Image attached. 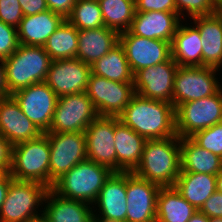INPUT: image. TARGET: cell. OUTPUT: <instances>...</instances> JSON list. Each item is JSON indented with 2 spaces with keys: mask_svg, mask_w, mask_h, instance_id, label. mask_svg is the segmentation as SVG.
I'll list each match as a JSON object with an SVG mask.
<instances>
[{
  "mask_svg": "<svg viewBox=\"0 0 222 222\" xmlns=\"http://www.w3.org/2000/svg\"><path fill=\"white\" fill-rule=\"evenodd\" d=\"M181 19L177 12H135L129 31L140 37L172 43Z\"/></svg>",
  "mask_w": 222,
  "mask_h": 222,
  "instance_id": "ffe728a7",
  "label": "cell"
},
{
  "mask_svg": "<svg viewBox=\"0 0 222 222\" xmlns=\"http://www.w3.org/2000/svg\"><path fill=\"white\" fill-rule=\"evenodd\" d=\"M49 165L50 144L44 133L12 146L9 172L13 179L38 182L49 188Z\"/></svg>",
  "mask_w": 222,
  "mask_h": 222,
  "instance_id": "5b68a950",
  "label": "cell"
},
{
  "mask_svg": "<svg viewBox=\"0 0 222 222\" xmlns=\"http://www.w3.org/2000/svg\"><path fill=\"white\" fill-rule=\"evenodd\" d=\"M48 10L62 15L65 19L70 15L76 0H45Z\"/></svg>",
  "mask_w": 222,
  "mask_h": 222,
  "instance_id": "ab89813d",
  "label": "cell"
},
{
  "mask_svg": "<svg viewBox=\"0 0 222 222\" xmlns=\"http://www.w3.org/2000/svg\"><path fill=\"white\" fill-rule=\"evenodd\" d=\"M218 69L206 66H179L174 78L173 105L214 95L220 88Z\"/></svg>",
  "mask_w": 222,
  "mask_h": 222,
  "instance_id": "30bf717a",
  "label": "cell"
},
{
  "mask_svg": "<svg viewBox=\"0 0 222 222\" xmlns=\"http://www.w3.org/2000/svg\"><path fill=\"white\" fill-rule=\"evenodd\" d=\"M50 144L49 189L63 174L87 159L84 132L44 133Z\"/></svg>",
  "mask_w": 222,
  "mask_h": 222,
  "instance_id": "ba28073f",
  "label": "cell"
},
{
  "mask_svg": "<svg viewBox=\"0 0 222 222\" xmlns=\"http://www.w3.org/2000/svg\"><path fill=\"white\" fill-rule=\"evenodd\" d=\"M11 96L42 133L50 129L58 96L45 82L32 84Z\"/></svg>",
  "mask_w": 222,
  "mask_h": 222,
  "instance_id": "7c38bea8",
  "label": "cell"
},
{
  "mask_svg": "<svg viewBox=\"0 0 222 222\" xmlns=\"http://www.w3.org/2000/svg\"><path fill=\"white\" fill-rule=\"evenodd\" d=\"M119 43V33L102 26L96 29L78 30L76 58L92 66Z\"/></svg>",
  "mask_w": 222,
  "mask_h": 222,
  "instance_id": "cb8c5ba5",
  "label": "cell"
},
{
  "mask_svg": "<svg viewBox=\"0 0 222 222\" xmlns=\"http://www.w3.org/2000/svg\"><path fill=\"white\" fill-rule=\"evenodd\" d=\"M221 15H222V3L220 4V7H219V11H218Z\"/></svg>",
  "mask_w": 222,
  "mask_h": 222,
  "instance_id": "681fc988",
  "label": "cell"
},
{
  "mask_svg": "<svg viewBox=\"0 0 222 222\" xmlns=\"http://www.w3.org/2000/svg\"><path fill=\"white\" fill-rule=\"evenodd\" d=\"M191 138L203 149L222 158V121L196 132Z\"/></svg>",
  "mask_w": 222,
  "mask_h": 222,
  "instance_id": "e575fe53",
  "label": "cell"
},
{
  "mask_svg": "<svg viewBox=\"0 0 222 222\" xmlns=\"http://www.w3.org/2000/svg\"><path fill=\"white\" fill-rule=\"evenodd\" d=\"M171 58L178 66H202L201 36L196 26L179 23L171 43Z\"/></svg>",
  "mask_w": 222,
  "mask_h": 222,
  "instance_id": "484cf974",
  "label": "cell"
},
{
  "mask_svg": "<svg viewBox=\"0 0 222 222\" xmlns=\"http://www.w3.org/2000/svg\"><path fill=\"white\" fill-rule=\"evenodd\" d=\"M181 172V149L178 136L147 140L140 164L133 173L160 187H174Z\"/></svg>",
  "mask_w": 222,
  "mask_h": 222,
  "instance_id": "7a4b0ae2",
  "label": "cell"
},
{
  "mask_svg": "<svg viewBox=\"0 0 222 222\" xmlns=\"http://www.w3.org/2000/svg\"><path fill=\"white\" fill-rule=\"evenodd\" d=\"M119 43L124 49L132 73L167 61L171 57V43L132 34L119 33Z\"/></svg>",
  "mask_w": 222,
  "mask_h": 222,
  "instance_id": "5bb4252c",
  "label": "cell"
},
{
  "mask_svg": "<svg viewBox=\"0 0 222 222\" xmlns=\"http://www.w3.org/2000/svg\"><path fill=\"white\" fill-rule=\"evenodd\" d=\"M198 28L202 43V66L219 69L222 66V15L191 18Z\"/></svg>",
  "mask_w": 222,
  "mask_h": 222,
  "instance_id": "7402d4cb",
  "label": "cell"
},
{
  "mask_svg": "<svg viewBox=\"0 0 222 222\" xmlns=\"http://www.w3.org/2000/svg\"><path fill=\"white\" fill-rule=\"evenodd\" d=\"M104 26L118 33L128 31L134 19L135 0H98Z\"/></svg>",
  "mask_w": 222,
  "mask_h": 222,
  "instance_id": "1f68e13d",
  "label": "cell"
},
{
  "mask_svg": "<svg viewBox=\"0 0 222 222\" xmlns=\"http://www.w3.org/2000/svg\"><path fill=\"white\" fill-rule=\"evenodd\" d=\"M12 180L13 178L11 177L10 172H4L0 175V209L5 201Z\"/></svg>",
  "mask_w": 222,
  "mask_h": 222,
  "instance_id": "7bdbcfd3",
  "label": "cell"
},
{
  "mask_svg": "<svg viewBox=\"0 0 222 222\" xmlns=\"http://www.w3.org/2000/svg\"><path fill=\"white\" fill-rule=\"evenodd\" d=\"M175 189L197 210L216 191V175L180 172Z\"/></svg>",
  "mask_w": 222,
  "mask_h": 222,
  "instance_id": "83f0119b",
  "label": "cell"
},
{
  "mask_svg": "<svg viewBox=\"0 0 222 222\" xmlns=\"http://www.w3.org/2000/svg\"><path fill=\"white\" fill-rule=\"evenodd\" d=\"M119 120L146 140L178 136L173 104L134 94Z\"/></svg>",
  "mask_w": 222,
  "mask_h": 222,
  "instance_id": "6da1fadb",
  "label": "cell"
},
{
  "mask_svg": "<svg viewBox=\"0 0 222 222\" xmlns=\"http://www.w3.org/2000/svg\"><path fill=\"white\" fill-rule=\"evenodd\" d=\"M209 222H222V217L209 218Z\"/></svg>",
  "mask_w": 222,
  "mask_h": 222,
  "instance_id": "c3c4849f",
  "label": "cell"
},
{
  "mask_svg": "<svg viewBox=\"0 0 222 222\" xmlns=\"http://www.w3.org/2000/svg\"><path fill=\"white\" fill-rule=\"evenodd\" d=\"M126 200V172H113L95 201L100 214L93 213L94 222H126Z\"/></svg>",
  "mask_w": 222,
  "mask_h": 222,
  "instance_id": "ac0fdd59",
  "label": "cell"
},
{
  "mask_svg": "<svg viewBox=\"0 0 222 222\" xmlns=\"http://www.w3.org/2000/svg\"><path fill=\"white\" fill-rule=\"evenodd\" d=\"M179 16L184 17V10L190 18L208 16L219 11L220 3L217 0H174ZM183 15V16H182Z\"/></svg>",
  "mask_w": 222,
  "mask_h": 222,
  "instance_id": "836d02e7",
  "label": "cell"
},
{
  "mask_svg": "<svg viewBox=\"0 0 222 222\" xmlns=\"http://www.w3.org/2000/svg\"><path fill=\"white\" fill-rule=\"evenodd\" d=\"M116 172H133L140 164L146 139L115 117Z\"/></svg>",
  "mask_w": 222,
  "mask_h": 222,
  "instance_id": "44dd1931",
  "label": "cell"
},
{
  "mask_svg": "<svg viewBox=\"0 0 222 222\" xmlns=\"http://www.w3.org/2000/svg\"><path fill=\"white\" fill-rule=\"evenodd\" d=\"M42 212L51 222H94L91 204L64 198L51 188L47 191ZM89 205V206H88Z\"/></svg>",
  "mask_w": 222,
  "mask_h": 222,
  "instance_id": "d4e9b609",
  "label": "cell"
},
{
  "mask_svg": "<svg viewBox=\"0 0 222 222\" xmlns=\"http://www.w3.org/2000/svg\"><path fill=\"white\" fill-rule=\"evenodd\" d=\"M208 218L222 217V193L215 191L199 210Z\"/></svg>",
  "mask_w": 222,
  "mask_h": 222,
  "instance_id": "f35d334b",
  "label": "cell"
},
{
  "mask_svg": "<svg viewBox=\"0 0 222 222\" xmlns=\"http://www.w3.org/2000/svg\"><path fill=\"white\" fill-rule=\"evenodd\" d=\"M85 93L99 116L118 117L135 94L133 82H116L90 74Z\"/></svg>",
  "mask_w": 222,
  "mask_h": 222,
  "instance_id": "8fae6325",
  "label": "cell"
},
{
  "mask_svg": "<svg viewBox=\"0 0 222 222\" xmlns=\"http://www.w3.org/2000/svg\"><path fill=\"white\" fill-rule=\"evenodd\" d=\"M12 145L0 134V171L9 172L11 167Z\"/></svg>",
  "mask_w": 222,
  "mask_h": 222,
  "instance_id": "60d3db41",
  "label": "cell"
},
{
  "mask_svg": "<svg viewBox=\"0 0 222 222\" xmlns=\"http://www.w3.org/2000/svg\"><path fill=\"white\" fill-rule=\"evenodd\" d=\"M0 63V98H5L11 96V94L6 84L4 60L0 59Z\"/></svg>",
  "mask_w": 222,
  "mask_h": 222,
  "instance_id": "ee69618b",
  "label": "cell"
},
{
  "mask_svg": "<svg viewBox=\"0 0 222 222\" xmlns=\"http://www.w3.org/2000/svg\"><path fill=\"white\" fill-rule=\"evenodd\" d=\"M40 215L33 217L29 222H51L45 213L40 211Z\"/></svg>",
  "mask_w": 222,
  "mask_h": 222,
  "instance_id": "bcb514c9",
  "label": "cell"
},
{
  "mask_svg": "<svg viewBox=\"0 0 222 222\" xmlns=\"http://www.w3.org/2000/svg\"><path fill=\"white\" fill-rule=\"evenodd\" d=\"M115 117L98 116L84 131L87 160L116 172Z\"/></svg>",
  "mask_w": 222,
  "mask_h": 222,
  "instance_id": "e0dca14e",
  "label": "cell"
},
{
  "mask_svg": "<svg viewBox=\"0 0 222 222\" xmlns=\"http://www.w3.org/2000/svg\"><path fill=\"white\" fill-rule=\"evenodd\" d=\"M175 116L179 138L191 137L221 122L222 87L214 95L180 104L175 109Z\"/></svg>",
  "mask_w": 222,
  "mask_h": 222,
  "instance_id": "52a82bcc",
  "label": "cell"
},
{
  "mask_svg": "<svg viewBox=\"0 0 222 222\" xmlns=\"http://www.w3.org/2000/svg\"><path fill=\"white\" fill-rule=\"evenodd\" d=\"M181 172L217 175L222 170V158L203 149L191 137L180 138Z\"/></svg>",
  "mask_w": 222,
  "mask_h": 222,
  "instance_id": "4316f807",
  "label": "cell"
},
{
  "mask_svg": "<svg viewBox=\"0 0 222 222\" xmlns=\"http://www.w3.org/2000/svg\"><path fill=\"white\" fill-rule=\"evenodd\" d=\"M64 20L62 15L51 10L24 16L17 27L19 44L44 46Z\"/></svg>",
  "mask_w": 222,
  "mask_h": 222,
  "instance_id": "603a6c76",
  "label": "cell"
},
{
  "mask_svg": "<svg viewBox=\"0 0 222 222\" xmlns=\"http://www.w3.org/2000/svg\"><path fill=\"white\" fill-rule=\"evenodd\" d=\"M52 59L43 46L19 44L16 51L4 59L6 84L12 95L18 90L45 82Z\"/></svg>",
  "mask_w": 222,
  "mask_h": 222,
  "instance_id": "277c9868",
  "label": "cell"
},
{
  "mask_svg": "<svg viewBox=\"0 0 222 222\" xmlns=\"http://www.w3.org/2000/svg\"><path fill=\"white\" fill-rule=\"evenodd\" d=\"M98 113L85 92L59 97L50 129L45 133L84 132Z\"/></svg>",
  "mask_w": 222,
  "mask_h": 222,
  "instance_id": "9c48e42d",
  "label": "cell"
},
{
  "mask_svg": "<svg viewBox=\"0 0 222 222\" xmlns=\"http://www.w3.org/2000/svg\"><path fill=\"white\" fill-rule=\"evenodd\" d=\"M188 222H209V218L197 210L194 215L188 220Z\"/></svg>",
  "mask_w": 222,
  "mask_h": 222,
  "instance_id": "f6af8a7d",
  "label": "cell"
},
{
  "mask_svg": "<svg viewBox=\"0 0 222 222\" xmlns=\"http://www.w3.org/2000/svg\"><path fill=\"white\" fill-rule=\"evenodd\" d=\"M92 74L116 82H133L124 49L120 43L91 66Z\"/></svg>",
  "mask_w": 222,
  "mask_h": 222,
  "instance_id": "f546056e",
  "label": "cell"
},
{
  "mask_svg": "<svg viewBox=\"0 0 222 222\" xmlns=\"http://www.w3.org/2000/svg\"><path fill=\"white\" fill-rule=\"evenodd\" d=\"M66 20L78 30L96 29L104 26L98 0H76Z\"/></svg>",
  "mask_w": 222,
  "mask_h": 222,
  "instance_id": "d6a6232c",
  "label": "cell"
},
{
  "mask_svg": "<svg viewBox=\"0 0 222 222\" xmlns=\"http://www.w3.org/2000/svg\"><path fill=\"white\" fill-rule=\"evenodd\" d=\"M23 17L19 0H0V20L3 23L17 28Z\"/></svg>",
  "mask_w": 222,
  "mask_h": 222,
  "instance_id": "8d00e7d4",
  "label": "cell"
},
{
  "mask_svg": "<svg viewBox=\"0 0 222 222\" xmlns=\"http://www.w3.org/2000/svg\"><path fill=\"white\" fill-rule=\"evenodd\" d=\"M158 184L126 172V222H156Z\"/></svg>",
  "mask_w": 222,
  "mask_h": 222,
  "instance_id": "9a60e30c",
  "label": "cell"
},
{
  "mask_svg": "<svg viewBox=\"0 0 222 222\" xmlns=\"http://www.w3.org/2000/svg\"><path fill=\"white\" fill-rule=\"evenodd\" d=\"M17 28L0 20V59L11 56L19 46Z\"/></svg>",
  "mask_w": 222,
  "mask_h": 222,
  "instance_id": "d590c367",
  "label": "cell"
},
{
  "mask_svg": "<svg viewBox=\"0 0 222 222\" xmlns=\"http://www.w3.org/2000/svg\"><path fill=\"white\" fill-rule=\"evenodd\" d=\"M0 134L13 146L38 138L42 132L28 119L12 97L0 98Z\"/></svg>",
  "mask_w": 222,
  "mask_h": 222,
  "instance_id": "d6986e66",
  "label": "cell"
},
{
  "mask_svg": "<svg viewBox=\"0 0 222 222\" xmlns=\"http://www.w3.org/2000/svg\"><path fill=\"white\" fill-rule=\"evenodd\" d=\"M48 190L46 185L38 182L13 179L0 209V220L29 222L33 217L40 215L36 209L43 204Z\"/></svg>",
  "mask_w": 222,
  "mask_h": 222,
  "instance_id": "8992f818",
  "label": "cell"
},
{
  "mask_svg": "<svg viewBox=\"0 0 222 222\" xmlns=\"http://www.w3.org/2000/svg\"><path fill=\"white\" fill-rule=\"evenodd\" d=\"M197 209L175 187H161L157 196L156 222H188Z\"/></svg>",
  "mask_w": 222,
  "mask_h": 222,
  "instance_id": "f1b7e54d",
  "label": "cell"
},
{
  "mask_svg": "<svg viewBox=\"0 0 222 222\" xmlns=\"http://www.w3.org/2000/svg\"><path fill=\"white\" fill-rule=\"evenodd\" d=\"M178 67L170 57L163 63L135 72L133 74L135 93L145 98L173 104L174 78Z\"/></svg>",
  "mask_w": 222,
  "mask_h": 222,
  "instance_id": "4fadbf2b",
  "label": "cell"
},
{
  "mask_svg": "<svg viewBox=\"0 0 222 222\" xmlns=\"http://www.w3.org/2000/svg\"><path fill=\"white\" fill-rule=\"evenodd\" d=\"M216 191L222 193V170L216 175Z\"/></svg>",
  "mask_w": 222,
  "mask_h": 222,
  "instance_id": "7dc6e473",
  "label": "cell"
},
{
  "mask_svg": "<svg viewBox=\"0 0 222 222\" xmlns=\"http://www.w3.org/2000/svg\"><path fill=\"white\" fill-rule=\"evenodd\" d=\"M91 66L77 58L51 62L45 83L59 97L85 92Z\"/></svg>",
  "mask_w": 222,
  "mask_h": 222,
  "instance_id": "2e32d148",
  "label": "cell"
},
{
  "mask_svg": "<svg viewBox=\"0 0 222 222\" xmlns=\"http://www.w3.org/2000/svg\"><path fill=\"white\" fill-rule=\"evenodd\" d=\"M136 12H177L174 0H135Z\"/></svg>",
  "mask_w": 222,
  "mask_h": 222,
  "instance_id": "74e56055",
  "label": "cell"
},
{
  "mask_svg": "<svg viewBox=\"0 0 222 222\" xmlns=\"http://www.w3.org/2000/svg\"><path fill=\"white\" fill-rule=\"evenodd\" d=\"M43 47L52 61L76 58L78 29L65 19Z\"/></svg>",
  "mask_w": 222,
  "mask_h": 222,
  "instance_id": "4dcf8cb0",
  "label": "cell"
},
{
  "mask_svg": "<svg viewBox=\"0 0 222 222\" xmlns=\"http://www.w3.org/2000/svg\"><path fill=\"white\" fill-rule=\"evenodd\" d=\"M24 16L34 15L48 10L45 0H19Z\"/></svg>",
  "mask_w": 222,
  "mask_h": 222,
  "instance_id": "b9f144b4",
  "label": "cell"
},
{
  "mask_svg": "<svg viewBox=\"0 0 222 222\" xmlns=\"http://www.w3.org/2000/svg\"><path fill=\"white\" fill-rule=\"evenodd\" d=\"M112 173L109 167L86 159L57 179L51 189L64 198L94 205Z\"/></svg>",
  "mask_w": 222,
  "mask_h": 222,
  "instance_id": "3957f363",
  "label": "cell"
}]
</instances>
